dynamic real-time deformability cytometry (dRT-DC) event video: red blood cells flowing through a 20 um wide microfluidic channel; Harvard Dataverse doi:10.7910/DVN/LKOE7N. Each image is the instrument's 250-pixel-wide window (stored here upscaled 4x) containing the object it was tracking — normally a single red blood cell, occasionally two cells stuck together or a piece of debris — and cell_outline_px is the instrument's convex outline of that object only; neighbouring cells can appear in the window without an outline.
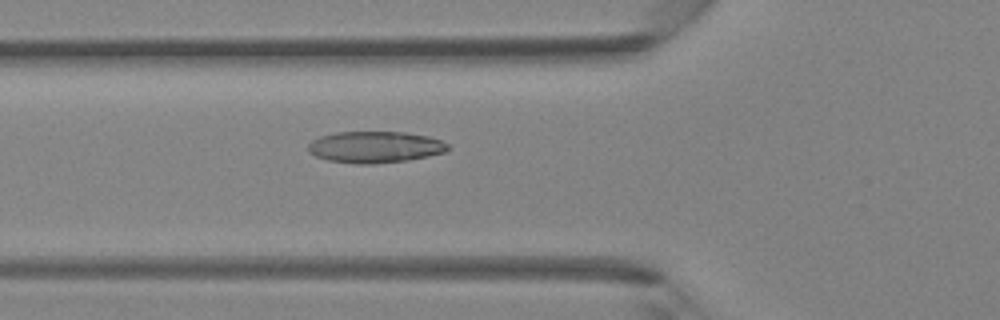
{"species": "Egyptian fruit bat (a non-hibernating species)", "species_latin": "Rousettus aegyptiacus", "temperature_condition": "room temperature", "stored_images_in_passage": 39, "camera_frame_rate_fps": 3000, "um_per_image_px": 0.085, "animal": {"sex": "female"}, "frame": {"image": 1, "passage_image": 12, "time_ms": 3.667, "image_size_px": [1000, 320], "cell_outline_px": [[448, 148], [444, 152], [428, 156], [408, 160], [372, 164], [356, 164], [328, 160], [316, 156], [308, 152], [308, 144], [312, 140], [320, 136], [336, 132], [404, 132], [428, 136], [440, 140], [448, 144]], "centroid_in_image_um": [31.85, 12.5], "position_along_channel_um": 94.0, "area_um2": 25.61}}
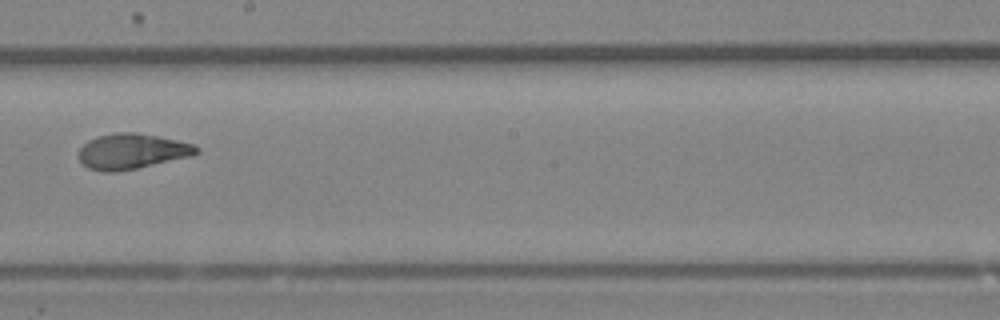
{"frame": {"image": 2, "passage_image": 21, "time_ms": 6.667, "image_size_px": [1000, 320], "cell_outline_px": [[200, 152], [192, 156], [136, 168], [116, 172], [104, 172], [88, 168], [80, 160], [80, 148], [88, 140], [100, 136], [116, 132], [132, 132], [156, 136], [176, 140], [192, 144], [200, 148]], "centroid_in_image_um": [11.23, 12.87], "position_along_channel_um": 237.0, "area_um2": 23.99}}
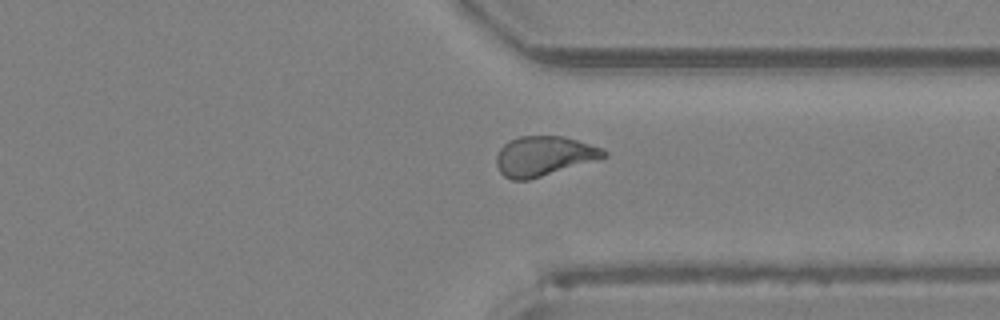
{"frame": {"image": 3, "passage_image": 29, "time_ms": 9.333, "image_size_px": [1000, 320], "cell_outline_px": [[608, 156], [596, 160], [528, 180], [512, 180], [504, 176], [500, 172], [496, 164], [496, 156], [500, 148], [508, 140], [520, 136], [564, 136], [604, 148], [608, 152]], "centroid_in_image_um": [46.23, 13.25], "position_along_channel_um": 365.2, "area_um2": 24.91}}